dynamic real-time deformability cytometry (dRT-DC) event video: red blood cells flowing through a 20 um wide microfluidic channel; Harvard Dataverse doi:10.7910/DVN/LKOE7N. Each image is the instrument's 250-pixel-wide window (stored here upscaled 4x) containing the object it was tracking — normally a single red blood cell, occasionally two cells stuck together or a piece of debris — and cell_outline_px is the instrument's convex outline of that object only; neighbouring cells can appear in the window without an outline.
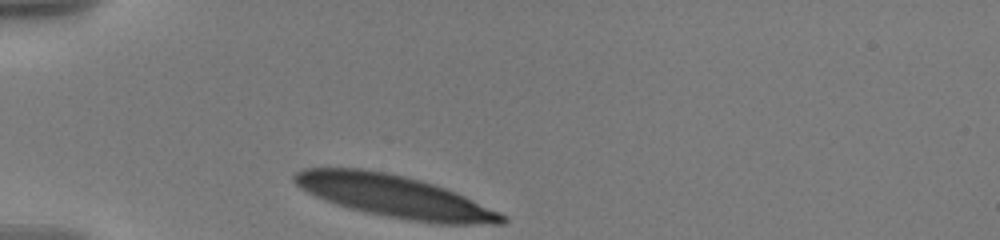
{"species": "human", "species_latin": "Homo sapiens", "temperature_condition": "warm", "stored_images_in_passage": 22, "camera_frame_rate_fps": 3000, "um_per_image_px": 0.085, "donor": {"sex": "male"}, "frame": {"image": 1, "passage_image": 1, "time_ms": 0.0, "image_size_px": [1000, 240], "cell_outline_px": [[508, 220], [504, 224], [440, 224], [412, 220], [364, 212], [348, 208], [324, 200], [300, 188], [292, 180], [292, 176], [296, 172], [304, 168], [360, 168], [384, 172], [404, 176], [420, 180], [456, 192], [500, 212], [508, 216]], "centroid_in_image_um": [33.54, 16.69], "position_along_channel_um": 51.5, "area_um2": 50.75}}
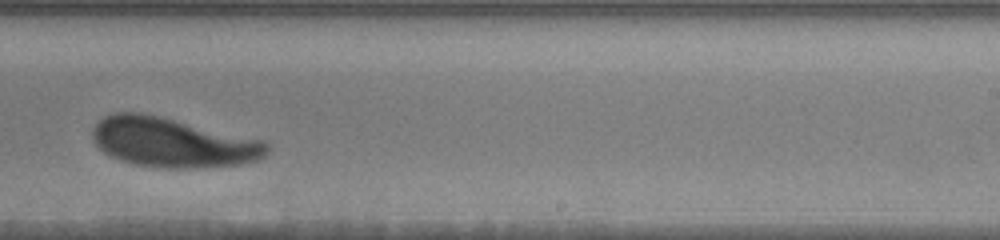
{"frame": {"image": 2, "passage_image": 13, "time_ms": 7.0, "image_size_px": [1000, 240], "cell_outline_px": [[268, 152], [260, 160], [240, 164], [200, 168], [160, 168], [132, 164], [120, 160], [104, 152], [92, 140], [92, 128], [104, 116], [112, 112], [140, 112], [160, 116], [264, 140], [268, 144]], "centroid_in_image_um": [14.67, 12.11], "position_along_channel_um": 274.3, "area_um2": 50.69}}
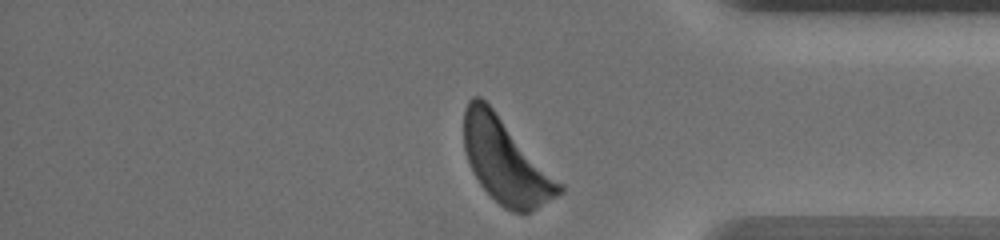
{"frame": {"image": 3, "passage_image": 22, "time_ms": 10.667, "image_size_px": [1000, 240], "cell_outline_px": [[564, 192], [524, 216], [512, 212], [504, 208], [480, 184], [472, 172], [464, 148], [464, 108], [468, 100], [472, 96], [480, 96], [492, 108], [564, 184]], "centroid_in_image_um": [43.0, 13.73], "position_along_channel_um": 392.2, "area_um2": 46.99}}